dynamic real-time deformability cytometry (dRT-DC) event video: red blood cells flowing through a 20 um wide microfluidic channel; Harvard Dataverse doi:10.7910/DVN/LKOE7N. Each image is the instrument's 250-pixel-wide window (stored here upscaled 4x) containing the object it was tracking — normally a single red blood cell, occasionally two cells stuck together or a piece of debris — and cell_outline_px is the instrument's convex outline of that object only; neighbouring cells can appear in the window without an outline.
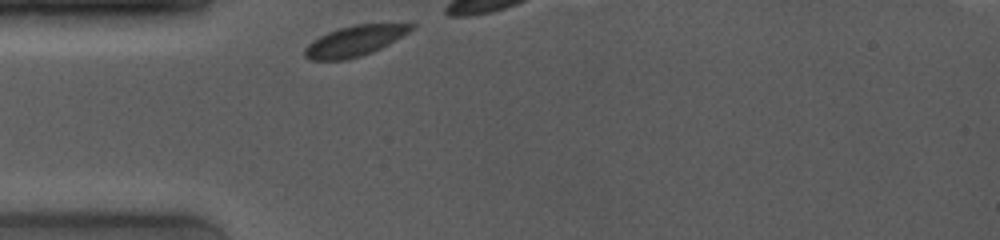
{"species": "common noctule bat (a hibernating species)", "species_latin": "Nyctalus noctula", "temperature_condition": "room temperature", "stored_images_in_passage": 9, "camera_frame_rate_fps": 4000, "um_per_image_px": 0.085, "animal": {"sex": "female", "body_mass_g": 19.0, "forearm_length_mm": 53.3}, "frame": {"image": 1, "passage_image": 1, "time_ms": 0.0, "image_size_px": [1000, 240], "cell_outline_px": [[416, 24], [408, 32], [388, 44], [380, 48], [360, 56], [344, 60], [312, 60], [304, 56], [304, 48], [312, 40], [328, 32], [340, 28], [356, 24]], "centroid_in_image_um": [30.09, 3.49], "position_along_channel_um": 54.9, "area_um2": 18.5}}